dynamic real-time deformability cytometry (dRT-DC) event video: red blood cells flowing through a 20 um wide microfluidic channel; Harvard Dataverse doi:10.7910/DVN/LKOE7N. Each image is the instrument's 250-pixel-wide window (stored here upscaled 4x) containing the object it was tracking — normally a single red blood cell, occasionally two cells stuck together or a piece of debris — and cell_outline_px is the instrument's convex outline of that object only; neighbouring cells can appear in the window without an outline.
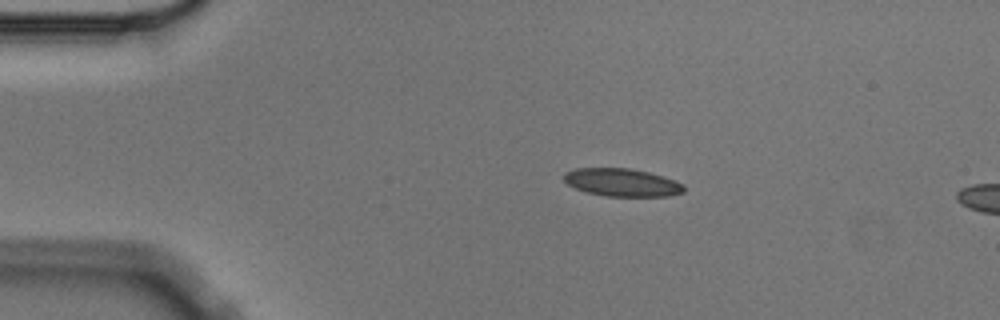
{"species": "Egyptian fruit bat (a non-hibernating species)", "species_latin": "Rousettus aegyptiacus", "temperature_condition": "cold", "stored_images_in_passage": 3, "camera_frame_rate_fps": 3000, "um_per_image_px": 0.085, "animal": {"sex": "male"}, "frame": {"image": 1, "passage_image": 2, "time_ms": 0.333, "image_size_px": [1000, 320], "cell_outline_px": [[684, 192], [668, 196], [604, 196], [588, 192], [576, 188], [568, 184], [564, 180], [564, 172], [576, 168], [628, 168], [648, 172], [664, 176], [676, 180], [684, 184]], "centroid_in_image_um": [52.89, 15.5], "position_along_channel_um": 32.1, "area_um2": 19.48}}